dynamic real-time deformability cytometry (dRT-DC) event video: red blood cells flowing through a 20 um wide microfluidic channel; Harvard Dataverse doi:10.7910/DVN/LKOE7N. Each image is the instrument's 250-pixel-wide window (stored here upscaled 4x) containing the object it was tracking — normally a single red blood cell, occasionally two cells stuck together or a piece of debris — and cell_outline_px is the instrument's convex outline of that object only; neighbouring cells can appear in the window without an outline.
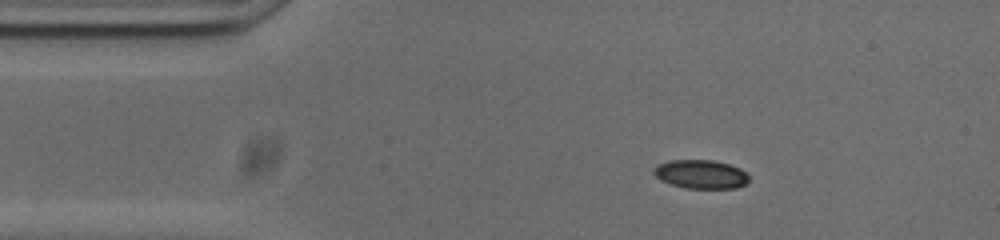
{"species": "common noctule bat (a hibernating species)", "species_latin": "Nyctalus noctula", "temperature_condition": "cold", "stored_images_in_passage": 46, "camera_frame_rate_fps": 3000, "um_per_image_px": 0.085, "animal": {"sex": "male", "body_mass_g": 20.0, "forearm_length_mm": 53.3}, "frame": {"image": 1, "passage_image": 1, "time_ms": 0.0, "image_size_px": [1000, 240], "cell_outline_px": [[748, 180], [744, 184], [736, 188], [684, 188], [668, 184], [660, 180], [652, 172], [652, 168], [656, 164], [668, 160], [712, 160], [728, 164], [740, 168], [748, 176]], "centroid_in_image_um": [59.49, 14.8], "position_along_channel_um": 25.5, "area_um2": 16.07}}
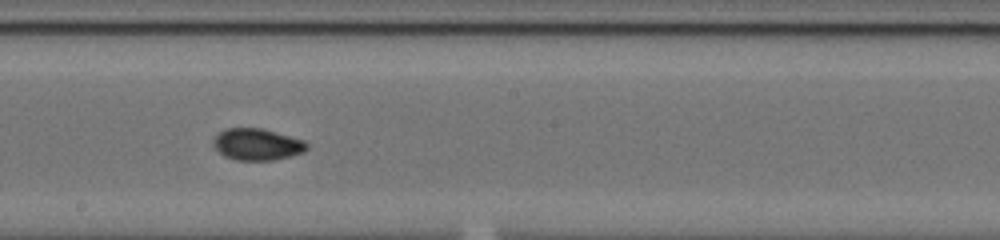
{"frame": {"image": 2, "passage_image": 21, "time_ms": 6.667, "image_size_px": [1000, 240], "cell_outline_px": [[308, 148], [304, 152], [292, 156], [272, 160], [236, 160], [224, 156], [212, 144], [212, 140], [224, 128], [264, 128], [304, 140], [308, 144]], "centroid_in_image_um": [21.87, 12.26], "position_along_channel_um": 226.3, "area_um2": 17.4}}
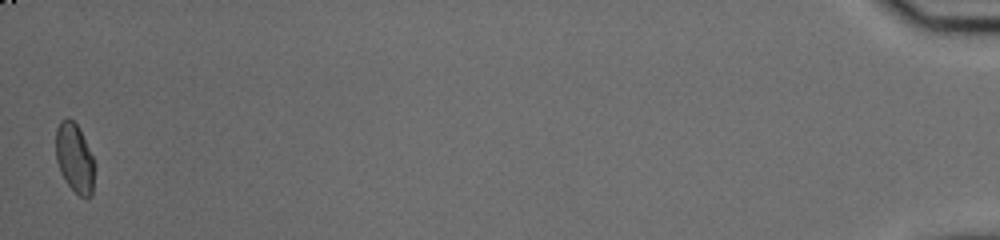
{"frame": {"image": 3, "passage_image": 46, "time_ms": 15.0, "image_size_px": [1000, 240], "cell_outline_px": [[96, 164], [92, 196], [80, 196], [68, 184], [60, 172], [56, 160], [56, 128], [60, 120], [68, 116], [76, 124]], "centroid_in_image_um": [6.34, 13.43], "position_along_channel_um": 428.9, "area_um2": 15.61}, "authors_computed_cell_mechanics": {"area_um2": 16.6464, "velocity_mm_per_s": 3.7322, "shape_relaxation_time_tau1_ms": 8.5155, "shape_relaxation_time_tau2_ms": 2.868, "deformation_change_tau1": 0.2113, "deformation_change_tau2": 0.0568}}